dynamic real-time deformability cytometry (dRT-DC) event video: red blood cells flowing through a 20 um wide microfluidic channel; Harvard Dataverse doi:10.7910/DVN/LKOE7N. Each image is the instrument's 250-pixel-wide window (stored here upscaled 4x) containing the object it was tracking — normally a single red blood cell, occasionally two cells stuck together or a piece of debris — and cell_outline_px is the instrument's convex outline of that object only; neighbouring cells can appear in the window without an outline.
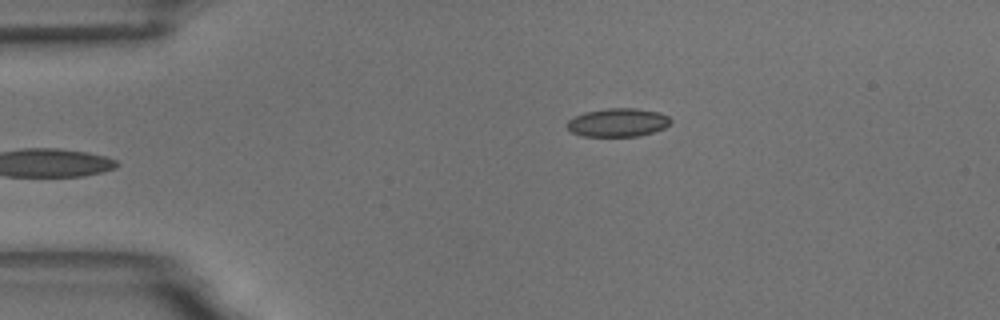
{"species": "common noctule bat (a hibernating species)", "species_latin": "Nyctalus noctula", "temperature_condition": "room temperature", "stored_images_in_passage": 39, "camera_frame_rate_fps": 3000, "um_per_image_px": 0.085, "animal": {"sex": "male", "body_mass_g": 18.8}, "frame": {"image": 1, "passage_image": 1, "time_ms": 0.0, "image_size_px": [1000, 320], "cell_outline_px": [[672, 120], [664, 128], [652, 132], [636, 136], [580, 136], [572, 132], [568, 128], [568, 120], [572, 116], [584, 112], [608, 108], [636, 108], [660, 112], [668, 116]], "centroid_in_image_um": [52.5, 10.4], "position_along_channel_um": 32.5, "area_um2": 17.17}}
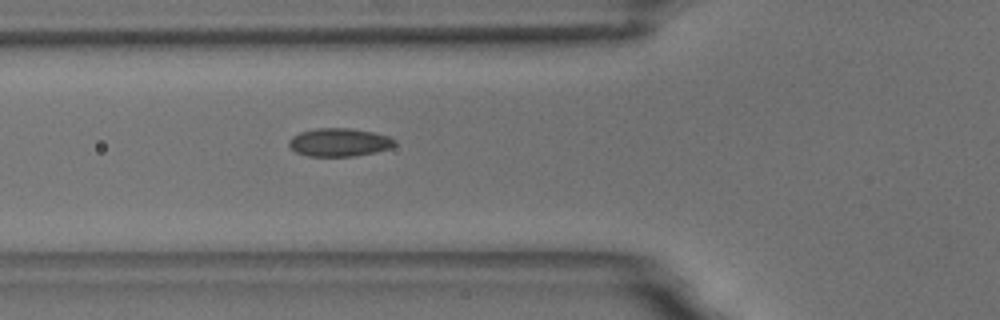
{"frame": {"image": 2, "passage_image": 10, "time_ms": 3.0, "image_size_px": [1000, 320], "cell_outline_px": [[396, 144], [388, 148], [376, 152], [352, 156], [308, 156], [296, 152], [288, 144], [288, 140], [292, 136], [300, 132], [316, 128], [352, 128], [372, 132], [388, 136], [396, 140]], "centroid_in_image_um": [28.82, 12.09], "position_along_channel_um": 97.0, "area_um2": 17.34}}
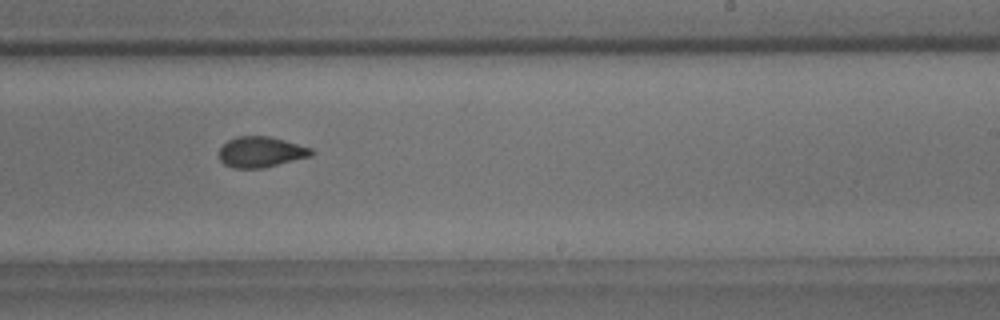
{"frame": {"image": 3, "passage_image": 24, "time_ms": 7.667, "image_size_px": [1000, 320], "cell_outline_px": [[312, 156], [264, 168], [232, 168], [224, 164], [220, 160], [220, 148], [228, 140], [236, 136], [268, 136], [284, 140], [312, 148]], "centroid_in_image_um": [22.17, 12.92], "position_along_channel_um": 266.8, "area_um2": 16.47}, "authors_computed_cell_mechanics": {"area_um2": 17.2822, "velocity_mm_per_s": 3.6299, "shape_relaxation_time_tau1_ms": 6.43, "shape_relaxation_time_tau2_ms": 0.7318, "deformation_change_tau1": 0.1207, "deformation_change_tau2": 0.0468}}